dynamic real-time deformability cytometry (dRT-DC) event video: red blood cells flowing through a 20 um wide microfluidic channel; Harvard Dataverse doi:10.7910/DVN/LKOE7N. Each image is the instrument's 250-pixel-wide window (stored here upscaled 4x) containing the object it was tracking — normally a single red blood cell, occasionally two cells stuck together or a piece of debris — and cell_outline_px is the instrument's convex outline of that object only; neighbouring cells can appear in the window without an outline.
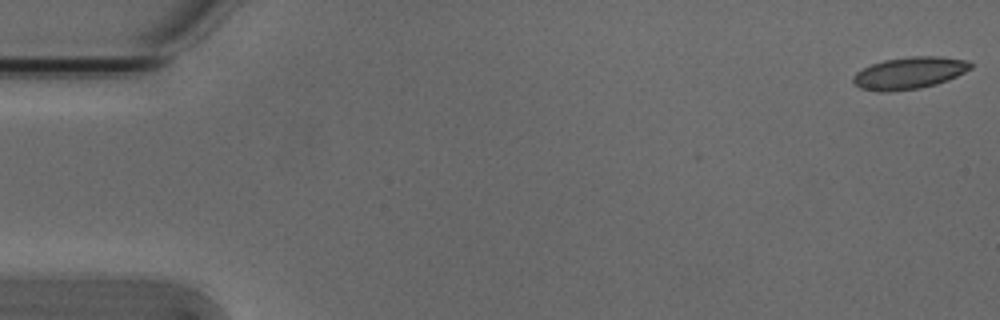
{"species": "Egyptian fruit bat (a non-hibernating species)", "species_latin": "Rousettus aegyptiacus", "temperature_condition": "cold", "stored_images_in_passage": 54, "camera_frame_rate_fps": 3000, "um_per_image_px": 0.085, "animal": {"sex": "male"}, "frame": {"image": 1, "passage_image": 1, "time_ms": 0.0, "image_size_px": [1000, 320], "cell_outline_px": [[972, 68], [948, 80], [936, 84], [920, 88], [892, 92], [876, 92], [860, 88], [852, 80], [852, 76], [856, 72], [872, 64], [884, 60], [908, 56], [940, 56], [968, 60], [972, 64]], "centroid_in_image_um": [77.29, 6.21], "position_along_channel_um": 7.7, "area_um2": 22.08}}
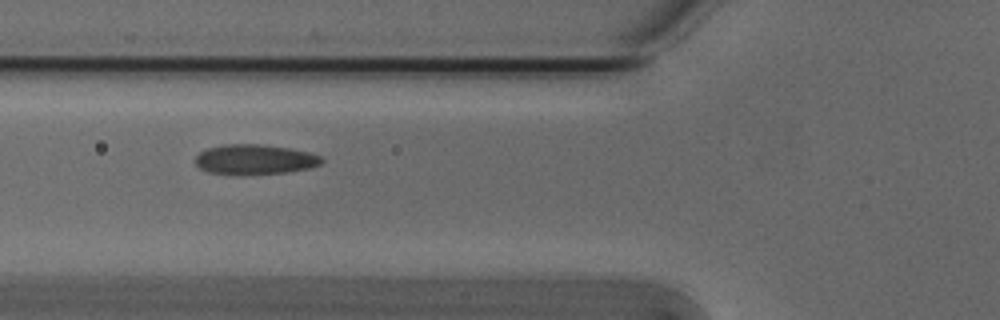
{"frame": {"image": 2, "passage_image": 20, "time_ms": 6.333, "image_size_px": [1000, 320], "cell_outline_px": [[324, 160], [320, 164], [308, 168], [288, 172], [208, 172], [200, 168], [196, 164], [196, 156], [200, 152], [208, 148], [224, 144], [260, 144], [288, 148], [308, 152], [320, 156]], "centroid_in_image_um": [21.67, 13.51], "position_along_channel_um": 104.1, "area_um2": 21.1}}
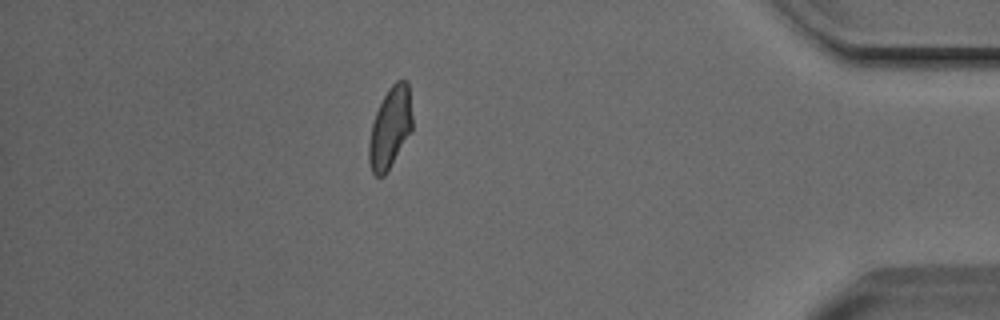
{"frame": {"image": 3, "passage_image": 47, "time_ms": 15.333, "image_size_px": [1000, 320], "cell_outline_px": [[412, 132], [384, 176], [376, 176], [372, 172], [368, 160], [368, 144], [372, 124], [376, 112], [388, 88], [396, 80], [408, 80], [412, 116]], "centroid_in_image_um": [33.17, 10.85], "position_along_channel_um": 402.0, "area_um2": 20.58}, "authors_computed_cell_mechanics": {"area_um2": 21.3282, "velocity_mm_per_s": 3.8149, "shape_relaxation_time_tau1_ms": 7.5987, "shape_relaxation_time_tau2_ms": 1.258, "deformation_change_tau1": 0.147, "deformation_change_tau2": 0.0716}}